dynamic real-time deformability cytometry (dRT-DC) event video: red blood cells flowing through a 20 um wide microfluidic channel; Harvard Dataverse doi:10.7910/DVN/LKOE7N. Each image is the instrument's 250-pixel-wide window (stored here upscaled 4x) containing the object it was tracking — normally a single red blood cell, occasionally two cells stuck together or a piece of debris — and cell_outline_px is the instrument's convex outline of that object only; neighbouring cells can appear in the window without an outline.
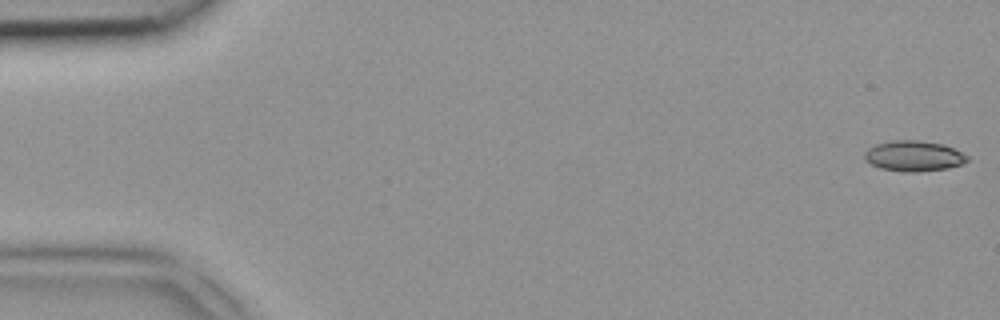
{"species": "common noctule bat (a hibernating species)", "species_latin": "Nyctalus noctula", "temperature_condition": "room temperature", "stored_images_in_passage": 5, "camera_frame_rate_fps": 3000, "um_per_image_px": 0.085, "animal": {"sex": "female", "body_mass_g": 18.4}, "frame": {"image": 1, "passage_image": 1, "time_ms": 0.0, "image_size_px": [1000, 320], "cell_outline_px": [[968, 160], [960, 164], [948, 168], [916, 172], [904, 172], [880, 168], [864, 160], [864, 152], [868, 148], [876, 144], [892, 140], [920, 140], [944, 144], [968, 156]], "centroid_in_image_um": [77.63, 13.25], "position_along_channel_um": 7.4, "area_um2": 18.26}}
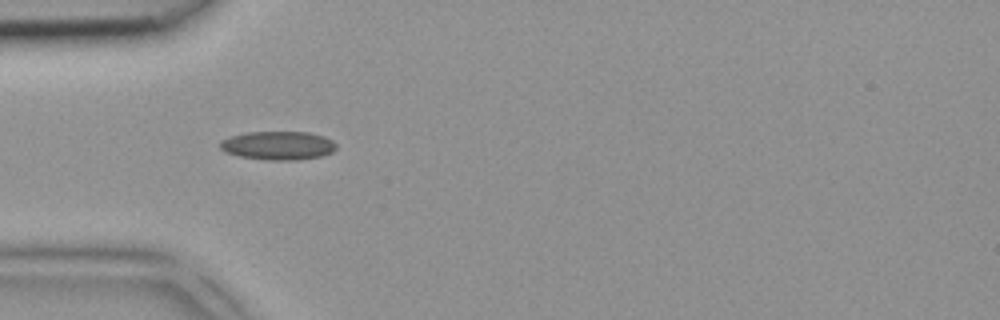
{"frame": {"image": 2, "passage_image": 4, "time_ms": 1.0, "image_size_px": [1000, 320], "cell_outline_px": [[336, 148], [332, 152], [320, 156], [296, 160], [264, 160], [240, 156], [224, 152], [220, 148], [220, 140], [228, 136], [248, 132], [308, 132], [324, 136], [332, 140], [336, 144]], "centroid_in_image_um": [23.6, 12.36], "position_along_channel_um": 61.4, "area_um2": 19.48}}